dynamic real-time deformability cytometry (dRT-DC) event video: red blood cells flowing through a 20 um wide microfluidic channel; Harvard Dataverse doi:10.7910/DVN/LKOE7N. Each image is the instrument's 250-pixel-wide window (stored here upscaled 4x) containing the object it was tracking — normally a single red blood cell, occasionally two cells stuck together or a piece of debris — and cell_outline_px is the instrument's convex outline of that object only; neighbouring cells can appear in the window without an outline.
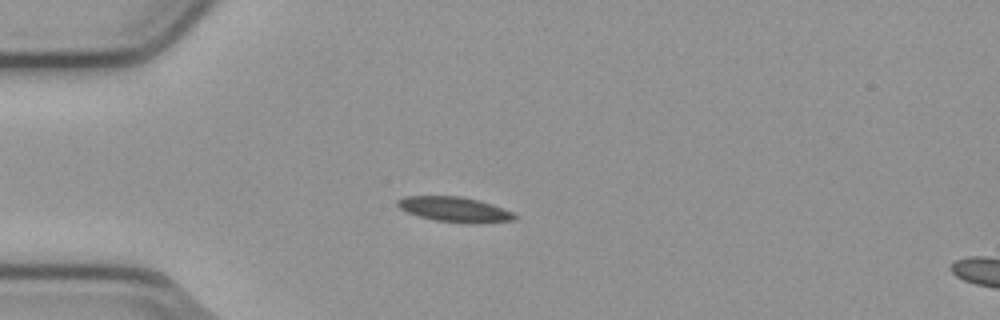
{"species": "common noctule bat (a hibernating species)", "species_latin": "Nyctalus noctula", "temperature_condition": "cold", "stored_images_in_passage": 41, "camera_frame_rate_fps": 3000, "um_per_image_px": 0.085, "animal": {"sex": "male", "body_mass_g": 23.1, "forearm_length_mm": 52.7}, "frame": {"image": 1, "passage_image": 1, "time_ms": 0.0, "image_size_px": [1000, 320], "cell_outline_px": [[516, 220], [476, 224], [472, 224], [436, 220], [420, 216], [408, 212], [400, 208], [396, 204], [396, 200], [404, 196], [460, 196], [492, 204], [512, 212], [516, 216]], "centroid_in_image_um": [38.65, 17.8], "position_along_channel_um": 46.4, "area_um2": 16.99}}
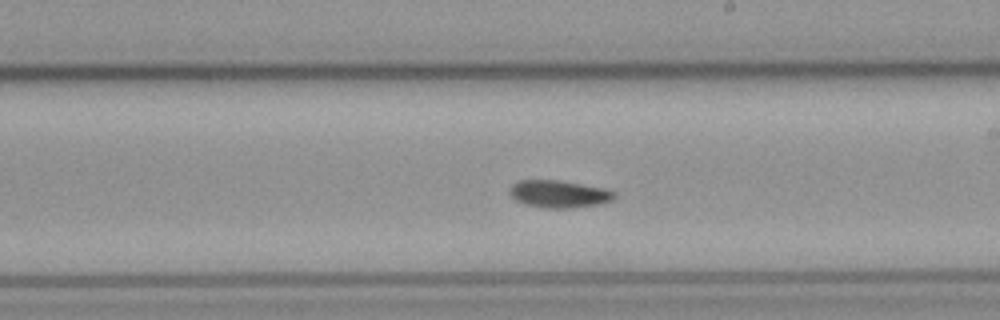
{"frame": {"image": 2, "passage_image": 18, "time_ms": 5.667, "image_size_px": [1000, 320], "cell_outline_px": [[616, 196], [612, 200], [600, 204], [572, 208], [540, 208], [524, 204], [516, 200], [512, 196], [512, 184], [520, 180], [556, 180], [604, 188], [616, 192]], "centroid_in_image_um": [47.54, 16.5], "position_along_channel_um": 241.5, "area_um2": 16.59}}
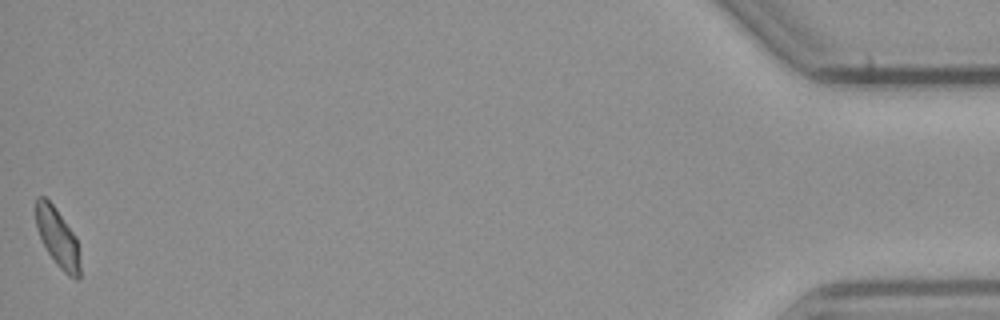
{"frame": {"image": 3, "passage_image": 41, "time_ms": 13.333, "image_size_px": [1000, 320], "cell_outline_px": [[80, 276], [76, 280], [68, 276], [56, 264], [48, 252], [40, 236], [36, 224], [36, 196], [44, 196], [52, 204], [72, 232], [76, 240], [80, 268]], "centroid_in_image_um": [4.88, 20.22], "position_along_channel_um": 430.3, "area_um2": 14.62}, "authors_computed_cell_mechanics": {"area_um2": 16.2996, "velocity_mm_per_s": 3.7683, "shape_relaxation_time_tau1_ms": 7.103, "shape_relaxation_time_tau2_ms": null, "deformation_change_tau1": 0.1354, "deformation_change_tau2": null}}